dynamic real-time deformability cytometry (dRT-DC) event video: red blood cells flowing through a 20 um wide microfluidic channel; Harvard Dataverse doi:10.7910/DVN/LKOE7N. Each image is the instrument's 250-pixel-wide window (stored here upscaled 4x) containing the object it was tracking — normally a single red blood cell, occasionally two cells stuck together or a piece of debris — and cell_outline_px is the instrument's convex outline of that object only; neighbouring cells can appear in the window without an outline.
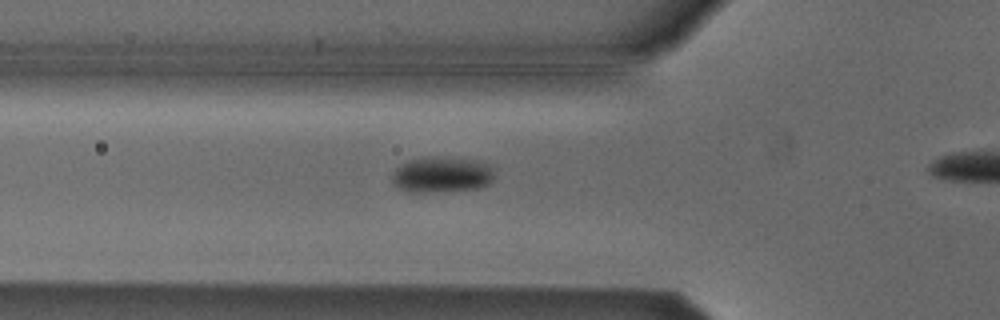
{"species": "Egyptian fruit bat (a non-hibernating species)", "species_latin": "Rousettus aegyptiacus", "temperature_condition": "cold", "stored_images_in_passage": 28, "camera_frame_rate_fps": 3000, "um_per_image_px": 0.085, "animal": {"sex": "male"}, "frame": {"image": 1, "passage_image": 3, "time_ms": 0.667, "image_size_px": [1000, 320], "cell_outline_px": [[496, 168], [492, 180], [488, 184], [476, 188], [444, 192], [408, 192], [392, 184], [392, 172], [400, 164], [408, 160], [428, 156], [444, 156], [476, 160]], "centroid_in_image_um": [37.54, 14.83], "position_along_channel_um": 88.3, "area_um2": 21.85}}
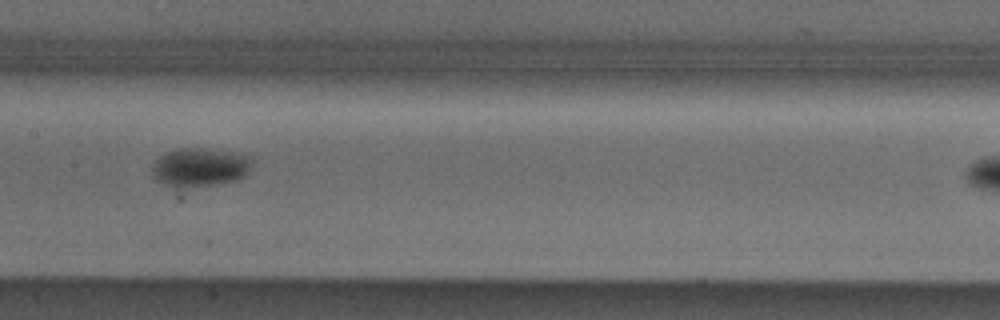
{"frame": {"image": 2, "passage_image": 11, "time_ms": 3.333, "image_size_px": [1000, 320], "cell_outline_px": [[252, 160], [248, 172], [244, 176], [236, 180], [220, 184], [184, 188], [172, 188], [156, 180], [152, 176], [152, 168], [156, 160], [160, 156], [168, 152], [180, 148], [200, 148], [232, 152], [244, 156]], "centroid_in_image_um": [16.94, 14.25], "position_along_channel_um": 190.5, "area_um2": 22.48}}
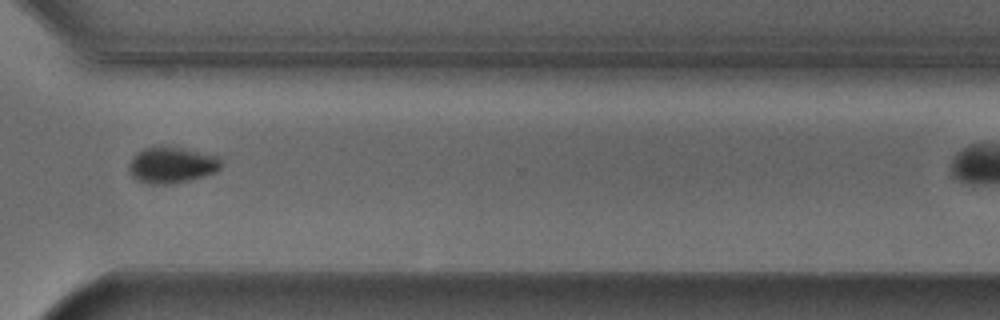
{"frame": {"image": 3, "passage_image": 24, "time_ms": 7.667, "image_size_px": [1000, 320], "cell_outline_px": [[224, 164], [216, 172], [204, 176], [188, 180], [164, 184], [152, 184], [140, 180], [132, 176], [128, 168], [128, 164], [136, 152], [144, 148], [160, 144], [168, 144], [216, 156]], "centroid_in_image_um": [14.58, 13.98], "position_along_channel_um": 356.0, "area_um2": 19.65}}